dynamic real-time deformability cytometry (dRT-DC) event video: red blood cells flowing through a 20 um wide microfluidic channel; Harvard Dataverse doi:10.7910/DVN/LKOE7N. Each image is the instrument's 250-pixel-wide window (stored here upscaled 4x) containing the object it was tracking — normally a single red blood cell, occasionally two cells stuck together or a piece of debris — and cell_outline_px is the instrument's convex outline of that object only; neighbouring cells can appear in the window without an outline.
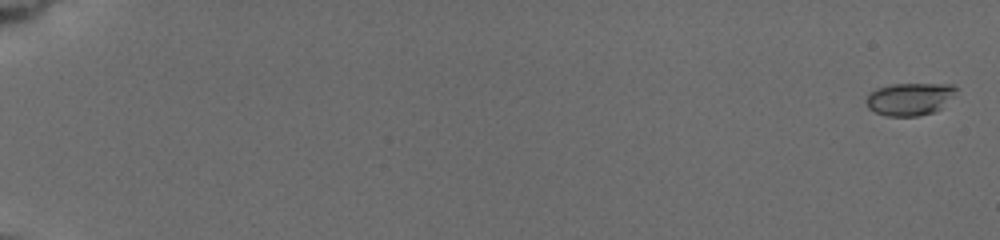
{"species": "common noctule bat (a hibernating species)", "species_latin": "Nyctalus noctula", "temperature_condition": "cold", "stored_images_in_passage": 25, "camera_frame_rate_fps": 3000, "um_per_image_px": 0.085, "animal": {"sex": "female", "body_mass_g": 19.5, "forearm_length_mm": 54.1}, "frame": {"image": 1, "passage_image": 1, "time_ms": 0.0, "image_size_px": [1000, 240], "cell_outline_px": [[956, 88], [952, 96], [940, 108], [932, 112], [916, 116], [884, 116], [868, 108], [868, 92], [876, 88], [892, 84], [952, 84]], "centroid_in_image_um": [77.28, 8.41], "position_along_channel_um": 7.7, "area_um2": 16.76}}
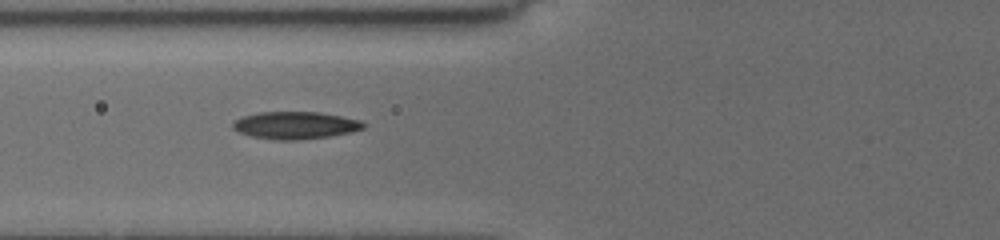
{"frame": {"image": 2, "passage_image": 15, "time_ms": 8.0, "image_size_px": [1000, 240], "cell_outline_px": [[368, 124], [364, 128], [352, 132], [332, 136], [300, 140], [276, 140], [252, 136], [240, 132], [232, 128], [232, 124], [236, 120], [244, 116], [256, 112], [320, 112], [360, 120]], "centroid_in_image_um": [25.15, 10.65], "position_along_channel_um": 100.7, "area_um2": 20.92}}
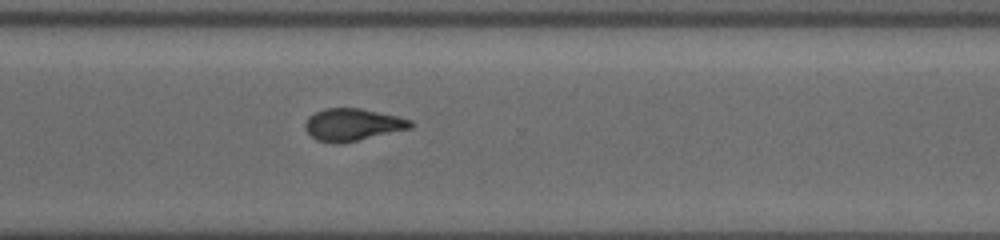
{"frame": {"image": 3, "passage_image": 25, "time_ms": 14.333, "image_size_px": [1000, 240], "cell_outline_px": [[416, 124], [412, 128], [356, 140], [336, 144], [332, 144], [316, 140], [304, 128], [304, 124], [308, 116], [324, 108], [360, 108], [400, 116], [412, 120]], "centroid_in_image_um": [29.99, 10.58], "position_along_channel_um": 340.6, "area_um2": 19.94}}